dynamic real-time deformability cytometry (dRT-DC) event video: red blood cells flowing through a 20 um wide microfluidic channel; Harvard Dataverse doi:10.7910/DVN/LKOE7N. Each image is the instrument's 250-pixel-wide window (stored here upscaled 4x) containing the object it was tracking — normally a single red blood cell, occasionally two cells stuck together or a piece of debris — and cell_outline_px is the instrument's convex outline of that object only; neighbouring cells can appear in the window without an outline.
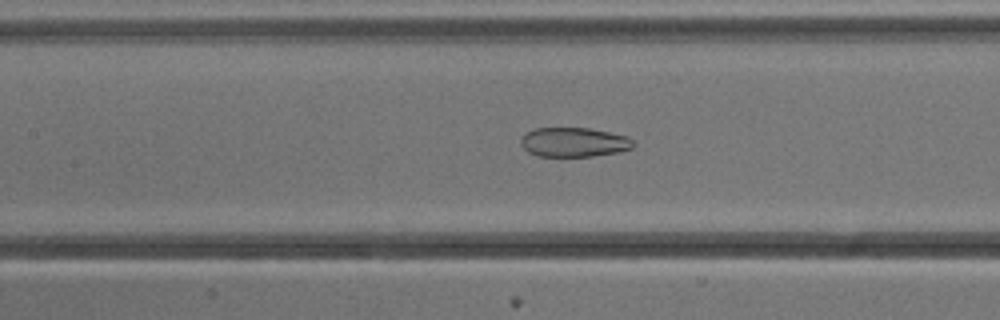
{"species": "common noctule bat (a hibernating species)", "species_latin": "Nyctalus noctula", "temperature_condition": "cold", "stored_images_in_passage": 40, "camera_frame_rate_fps": 3000, "um_per_image_px": 0.085, "animal": {"sex": "male", "body_mass_g": 13.3}, "frame": {"image": 1, "passage_image": 11, "time_ms": 3.333, "image_size_px": [1000, 320], "cell_outline_px": [[632, 148], [620, 152], [592, 156], [536, 156], [528, 152], [520, 144], [520, 140], [528, 132], [536, 128], [588, 128], [628, 136], [632, 140]], "centroid_in_image_um": [48.78, 12.09], "position_along_channel_um": 158.6, "area_um2": 19.13}}
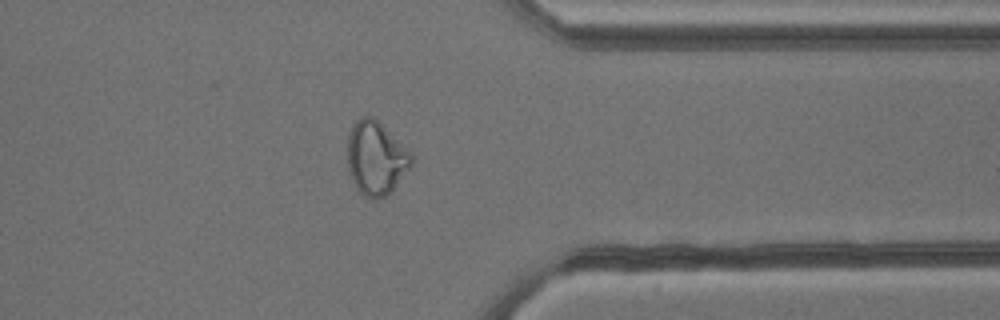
{"frame": {"image": 2, "passage_image": 29, "time_ms": 9.333, "image_size_px": [1000, 320], "cell_outline_px": [[412, 164], [392, 188], [384, 196], [376, 200], [372, 200], [364, 196], [356, 188], [348, 172], [348, 132], [352, 124], [360, 116], [372, 116], [412, 152]], "centroid_in_image_um": [31.92, 13.42], "position_along_channel_um": 379.5, "area_um2": 27.28}}
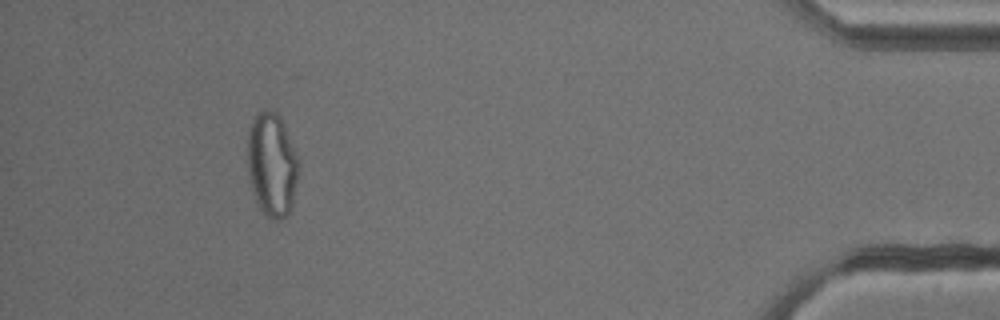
{"frame": {"image": 3, "passage_image": 36, "time_ms": 11.667, "image_size_px": [1000, 320], "cell_outline_px": [[296, 180], [292, 204], [288, 216], [280, 220], [272, 220], [264, 216], [252, 192], [248, 176], [248, 132], [252, 120], [256, 112], [264, 108], [276, 108], [280, 116], [296, 156]], "centroid_in_image_um": [23.06, 13.98], "position_along_channel_um": 412.1, "area_um2": 30.87}, "authors_computed_cell_mechanics": {"area_um2": 24.6806, "velocity_mm_per_s": 3.8363, "shape_relaxation_time_tau1_ms": null, "shape_relaxation_time_tau2_ms": 1.9861, "deformation_change_tau1": null, "deformation_change_tau2": 0.0862}}